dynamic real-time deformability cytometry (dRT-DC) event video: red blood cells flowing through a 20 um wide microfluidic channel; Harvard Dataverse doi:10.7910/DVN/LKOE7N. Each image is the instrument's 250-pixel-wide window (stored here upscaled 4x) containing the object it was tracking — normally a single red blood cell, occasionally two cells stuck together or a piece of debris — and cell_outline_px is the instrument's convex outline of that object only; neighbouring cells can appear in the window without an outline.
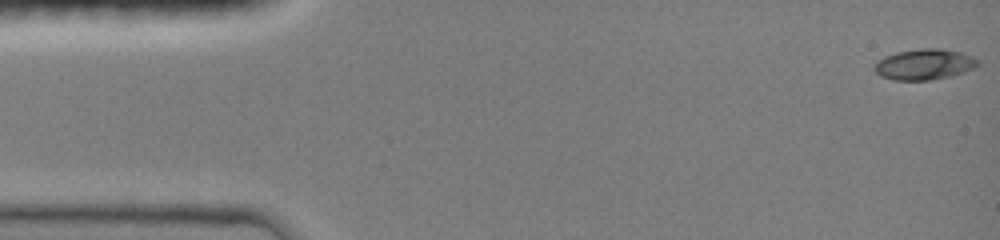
{"species": "common noctule bat (a hibernating species)", "species_latin": "Nyctalus noctula", "temperature_condition": "room temperature", "stored_images_in_passage": 47, "camera_frame_rate_fps": 3000, "um_per_image_px": 0.085, "animal": {"sex": "female", "body_mass_g": 19.0, "forearm_length_mm": 51.5}, "frame": {"image": 1, "passage_image": 1, "time_ms": 0.0, "image_size_px": [1000, 240], "cell_outline_px": [[980, 64], [976, 68], [952, 76], [928, 80], [892, 80], [880, 76], [872, 68], [884, 56], [896, 52], [920, 48], [940, 48], [960, 52], [980, 60]], "centroid_in_image_um": [78.59, 5.47], "position_along_channel_um": 6.4, "area_um2": 18.67}}
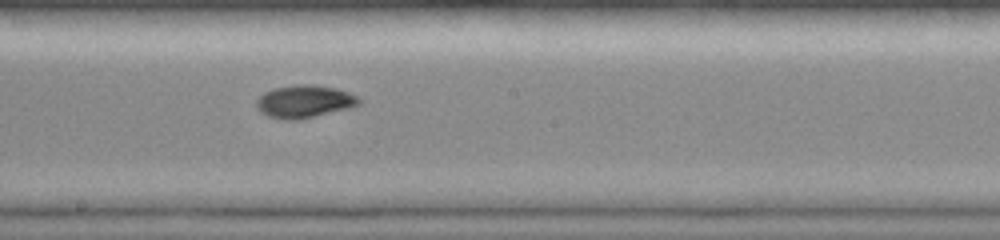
{"frame": {"image": 2, "passage_image": 26, "time_ms": 8.333, "image_size_px": [1000, 240], "cell_outline_px": [[360, 104], [348, 108], [300, 120], [284, 120], [268, 116], [260, 112], [256, 108], [256, 100], [264, 92], [276, 88], [300, 84], [316, 84], [336, 88], [348, 92], [356, 96], [360, 100]], "centroid_in_image_um": [25.85, 8.63], "position_along_channel_um": 222.4, "area_um2": 19.54}}
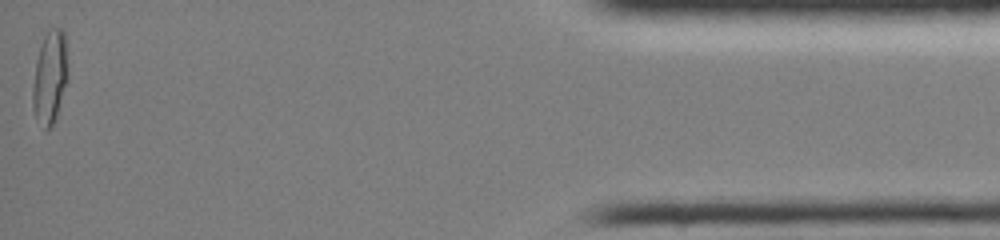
{"frame": {"image": 3, "passage_image": 47, "time_ms": 15.333, "image_size_px": [1000, 240], "cell_outline_px": [[68, 80], [56, 120], [48, 128], [44, 128], [36, 116], [32, 108], [32, 88], [36, 60], [44, 36], [48, 28], [60, 28], [64, 32], [68, 64]], "centroid_in_image_um": [4.26, 6.55], "position_along_channel_um": 430.9, "area_um2": 19.31}, "authors_computed_cell_mechanics": {"area_um2": 18.2648, "velocity_mm_per_s": 4.0843, "shape_relaxation_time_tau1_ms": 5.3254, "shape_relaxation_time_tau2_ms": 3.1888, "deformation_change_tau1": 0.2216, "deformation_change_tau2": 0.0519}}